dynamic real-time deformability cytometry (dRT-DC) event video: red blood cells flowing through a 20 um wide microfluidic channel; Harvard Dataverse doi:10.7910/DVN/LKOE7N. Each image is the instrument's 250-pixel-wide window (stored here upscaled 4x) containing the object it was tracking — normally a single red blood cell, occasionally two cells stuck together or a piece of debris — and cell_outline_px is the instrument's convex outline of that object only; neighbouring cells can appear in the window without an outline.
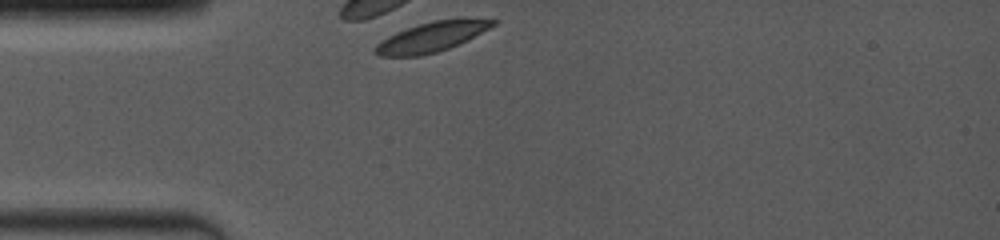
{"species": "common noctule bat (a hibernating species)", "species_latin": "Nyctalus noctula", "temperature_condition": "room temperature", "stored_images_in_passage": 4, "camera_frame_rate_fps": 4000, "um_per_image_px": 0.085, "animal": {"sex": "female", "body_mass_g": 19.0, "forearm_length_mm": 53.3}, "frame": {"image": 1, "passage_image": 1, "time_ms": 0.0, "image_size_px": [1000, 240], "cell_outline_px": [[500, 20], [496, 24], [448, 48], [436, 52], [420, 56], [380, 56], [376, 52], [376, 44], [388, 36], [396, 32], [432, 20]], "centroid_in_image_um": [36.6, 3.16], "position_along_channel_um": 48.4, "area_um2": 19.42}}